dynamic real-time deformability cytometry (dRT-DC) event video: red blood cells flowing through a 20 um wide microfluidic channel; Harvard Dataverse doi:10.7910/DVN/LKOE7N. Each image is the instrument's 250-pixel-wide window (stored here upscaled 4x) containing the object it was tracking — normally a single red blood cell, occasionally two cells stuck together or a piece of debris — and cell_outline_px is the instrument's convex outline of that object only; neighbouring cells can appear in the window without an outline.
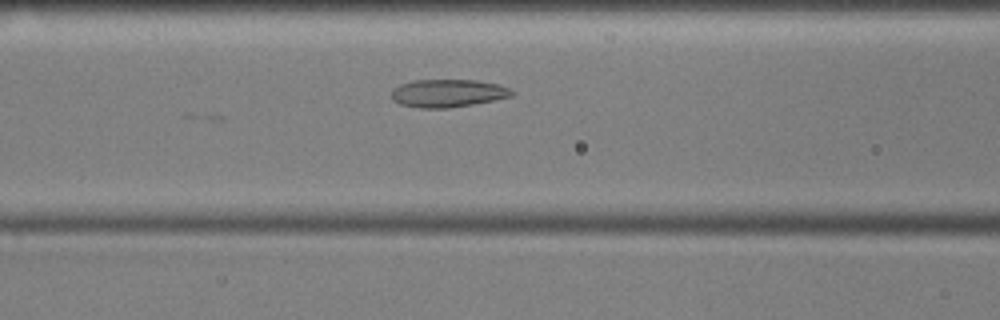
{"species": "common noctule bat (a hibernating species)", "species_latin": "Nyctalus noctula", "temperature_condition": "cold", "stored_images_in_passage": 8, "camera_frame_rate_fps": 3000, "um_per_image_px": 0.085, "animal": {"sex": "male", "body_mass_g": 17.9, "forearm_length_mm": 54.2}, "frame": {"image": 1, "passage_image": 8, "time_ms": 2.333, "image_size_px": [1000, 320], "cell_outline_px": [[516, 92], [512, 96], [496, 100], [448, 108], [420, 108], [400, 104], [392, 100], [392, 88], [400, 84], [416, 80], [476, 80], [500, 84]], "centroid_in_image_um": [38.08, 7.92], "position_along_channel_um": 128.5, "area_um2": 19.65}}